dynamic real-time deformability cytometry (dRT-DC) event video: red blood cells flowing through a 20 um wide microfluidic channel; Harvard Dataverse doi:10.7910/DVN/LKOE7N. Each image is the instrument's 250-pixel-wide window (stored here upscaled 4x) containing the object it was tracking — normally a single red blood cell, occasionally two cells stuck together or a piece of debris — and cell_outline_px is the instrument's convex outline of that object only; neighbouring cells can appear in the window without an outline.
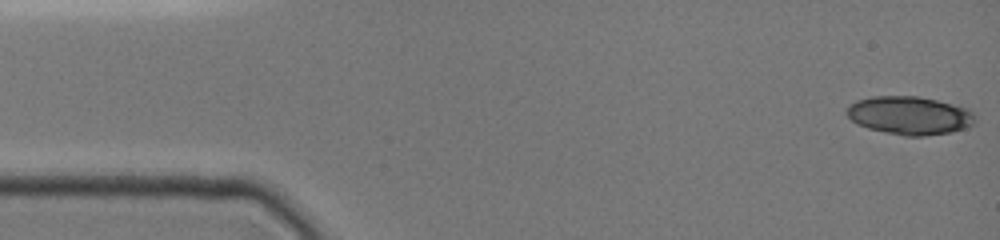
{"species": "common noctule bat (a hibernating species)", "species_latin": "Nyctalus noctula", "temperature_condition": "cold", "stored_images_in_passage": 47, "camera_frame_rate_fps": 3000, "um_per_image_px": 0.085, "animal": {"sex": "female", "body_mass_g": 19.0, "forearm_length_mm": 51.5}, "frame": {"image": 1, "passage_image": 1, "time_ms": 0.0, "image_size_px": [1000, 240], "cell_outline_px": [[972, 124], [964, 128], [948, 132], [924, 136], [904, 136], [884, 132], [868, 128], [852, 120], [848, 116], [848, 108], [856, 100], [872, 96], [916, 96], [936, 100], [964, 108], [972, 116]], "centroid_in_image_um": [77.24, 9.81], "position_along_channel_um": 7.8, "area_um2": 27.8}}